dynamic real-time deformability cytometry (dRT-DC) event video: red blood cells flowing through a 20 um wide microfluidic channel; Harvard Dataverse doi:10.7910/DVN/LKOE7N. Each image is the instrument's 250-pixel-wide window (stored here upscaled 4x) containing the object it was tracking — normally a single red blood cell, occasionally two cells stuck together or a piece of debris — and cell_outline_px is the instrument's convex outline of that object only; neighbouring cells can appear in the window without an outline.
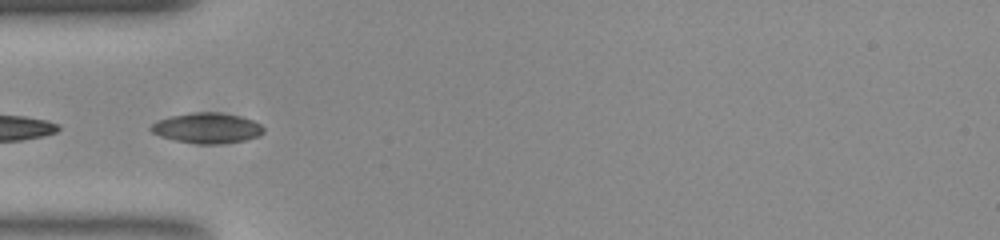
{"species": "common noctule bat (a hibernating species)", "species_latin": "Nyctalus noctula", "temperature_condition": "room temperature", "stored_images_in_passage": 27, "camera_frame_rate_fps": 3000, "um_per_image_px": 0.085, "animal": {"sex": "female", "body_mass_g": 23.0, "forearm_length_mm": 53.4}, "frame": {"image": 1, "passage_image": 5, "time_ms": 1.333, "image_size_px": [1000, 240], "cell_outline_px": [[260, 132], [236, 140], [184, 140], [160, 132], [156, 128], [156, 124], [164, 120], [180, 116], [228, 116], [244, 120], [256, 124], [260, 128]], "centroid_in_image_um": [17.64, 10.88], "position_along_channel_um": 67.4, "area_um2": 14.74}}
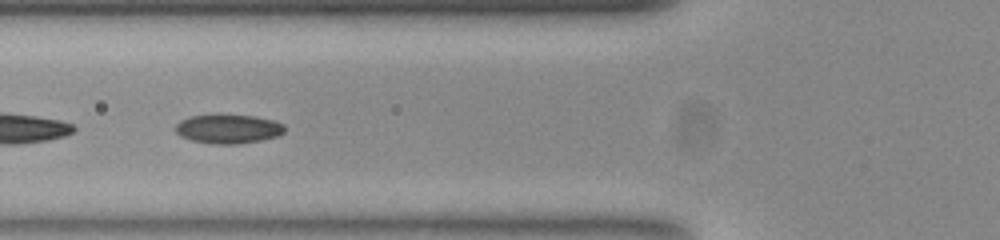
{"frame": {"image": 2, "passage_image": 8, "time_ms": 2.333, "image_size_px": [1000, 240], "cell_outline_px": [[284, 128], [280, 132], [268, 136], [248, 140], [204, 140], [188, 136], [180, 132], [180, 124], [188, 120], [200, 116], [240, 116], [264, 120], [276, 124]], "centroid_in_image_um": [19.41, 10.89], "position_along_channel_um": 106.4, "area_um2": 14.39}}